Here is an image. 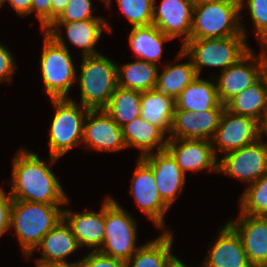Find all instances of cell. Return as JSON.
<instances>
[{
    "mask_svg": "<svg viewBox=\"0 0 267 267\" xmlns=\"http://www.w3.org/2000/svg\"><path fill=\"white\" fill-rule=\"evenodd\" d=\"M63 26L66 29L69 42L82 49V57L100 54L94 49V46L99 41L103 29L112 32L111 26L105 19L53 22L45 31H61L60 28Z\"/></svg>",
    "mask_w": 267,
    "mask_h": 267,
    "instance_id": "7402d4cb",
    "label": "cell"
},
{
    "mask_svg": "<svg viewBox=\"0 0 267 267\" xmlns=\"http://www.w3.org/2000/svg\"><path fill=\"white\" fill-rule=\"evenodd\" d=\"M186 63H177V65H166L164 71L157 75L155 89L175 99L180 95L196 77L195 68L191 59Z\"/></svg>",
    "mask_w": 267,
    "mask_h": 267,
    "instance_id": "4dcf8cb0",
    "label": "cell"
},
{
    "mask_svg": "<svg viewBox=\"0 0 267 267\" xmlns=\"http://www.w3.org/2000/svg\"><path fill=\"white\" fill-rule=\"evenodd\" d=\"M167 267H187L178 257H174ZM202 267V266H200Z\"/></svg>",
    "mask_w": 267,
    "mask_h": 267,
    "instance_id": "ee69618b",
    "label": "cell"
},
{
    "mask_svg": "<svg viewBox=\"0 0 267 267\" xmlns=\"http://www.w3.org/2000/svg\"><path fill=\"white\" fill-rule=\"evenodd\" d=\"M91 0H70L62 14L54 22H74L90 19H104L93 16Z\"/></svg>",
    "mask_w": 267,
    "mask_h": 267,
    "instance_id": "e575fe53",
    "label": "cell"
},
{
    "mask_svg": "<svg viewBox=\"0 0 267 267\" xmlns=\"http://www.w3.org/2000/svg\"><path fill=\"white\" fill-rule=\"evenodd\" d=\"M264 73L267 75V51L264 49Z\"/></svg>",
    "mask_w": 267,
    "mask_h": 267,
    "instance_id": "bcb514c9",
    "label": "cell"
},
{
    "mask_svg": "<svg viewBox=\"0 0 267 267\" xmlns=\"http://www.w3.org/2000/svg\"><path fill=\"white\" fill-rule=\"evenodd\" d=\"M261 46H263L264 49L267 48V38L261 43Z\"/></svg>",
    "mask_w": 267,
    "mask_h": 267,
    "instance_id": "c3c4849f",
    "label": "cell"
},
{
    "mask_svg": "<svg viewBox=\"0 0 267 267\" xmlns=\"http://www.w3.org/2000/svg\"><path fill=\"white\" fill-rule=\"evenodd\" d=\"M60 31H44L40 60L42 80L50 99L70 98L68 91L76 81L72 56Z\"/></svg>",
    "mask_w": 267,
    "mask_h": 267,
    "instance_id": "3957f363",
    "label": "cell"
},
{
    "mask_svg": "<svg viewBox=\"0 0 267 267\" xmlns=\"http://www.w3.org/2000/svg\"><path fill=\"white\" fill-rule=\"evenodd\" d=\"M221 104L216 83L197 76L176 98V109L206 111Z\"/></svg>",
    "mask_w": 267,
    "mask_h": 267,
    "instance_id": "484cf974",
    "label": "cell"
},
{
    "mask_svg": "<svg viewBox=\"0 0 267 267\" xmlns=\"http://www.w3.org/2000/svg\"><path fill=\"white\" fill-rule=\"evenodd\" d=\"M158 69V65L140 59L117 66V84L140 92L155 89Z\"/></svg>",
    "mask_w": 267,
    "mask_h": 267,
    "instance_id": "f1b7e54d",
    "label": "cell"
},
{
    "mask_svg": "<svg viewBox=\"0 0 267 267\" xmlns=\"http://www.w3.org/2000/svg\"><path fill=\"white\" fill-rule=\"evenodd\" d=\"M225 105L206 111L175 110L168 139L212 140Z\"/></svg>",
    "mask_w": 267,
    "mask_h": 267,
    "instance_id": "4fadbf2b",
    "label": "cell"
},
{
    "mask_svg": "<svg viewBox=\"0 0 267 267\" xmlns=\"http://www.w3.org/2000/svg\"><path fill=\"white\" fill-rule=\"evenodd\" d=\"M260 138V125L257 120L225 109L211 142L216 155L217 151L226 154L250 145Z\"/></svg>",
    "mask_w": 267,
    "mask_h": 267,
    "instance_id": "30bf717a",
    "label": "cell"
},
{
    "mask_svg": "<svg viewBox=\"0 0 267 267\" xmlns=\"http://www.w3.org/2000/svg\"><path fill=\"white\" fill-rule=\"evenodd\" d=\"M11 190L13 200L66 205L65 191L49 166L38 155L21 149L13 159Z\"/></svg>",
    "mask_w": 267,
    "mask_h": 267,
    "instance_id": "6da1fadb",
    "label": "cell"
},
{
    "mask_svg": "<svg viewBox=\"0 0 267 267\" xmlns=\"http://www.w3.org/2000/svg\"><path fill=\"white\" fill-rule=\"evenodd\" d=\"M176 99L156 89L141 92L140 116L159 127L165 134L171 132Z\"/></svg>",
    "mask_w": 267,
    "mask_h": 267,
    "instance_id": "cb8c5ba5",
    "label": "cell"
},
{
    "mask_svg": "<svg viewBox=\"0 0 267 267\" xmlns=\"http://www.w3.org/2000/svg\"><path fill=\"white\" fill-rule=\"evenodd\" d=\"M83 144L96 151L126 149L122 127L104 110H89L84 120Z\"/></svg>",
    "mask_w": 267,
    "mask_h": 267,
    "instance_id": "5bb4252c",
    "label": "cell"
},
{
    "mask_svg": "<svg viewBox=\"0 0 267 267\" xmlns=\"http://www.w3.org/2000/svg\"><path fill=\"white\" fill-rule=\"evenodd\" d=\"M102 2L106 4L107 8H110L111 0H102Z\"/></svg>",
    "mask_w": 267,
    "mask_h": 267,
    "instance_id": "7dc6e473",
    "label": "cell"
},
{
    "mask_svg": "<svg viewBox=\"0 0 267 267\" xmlns=\"http://www.w3.org/2000/svg\"><path fill=\"white\" fill-rule=\"evenodd\" d=\"M129 193L134 197L137 207L148 216L158 228H165L164 215L170 208L161 198L152 169L138 157Z\"/></svg>",
    "mask_w": 267,
    "mask_h": 267,
    "instance_id": "7c38bea8",
    "label": "cell"
},
{
    "mask_svg": "<svg viewBox=\"0 0 267 267\" xmlns=\"http://www.w3.org/2000/svg\"><path fill=\"white\" fill-rule=\"evenodd\" d=\"M55 115L51 122L49 150L51 165L83 142L84 120L89 109L71 98L51 99Z\"/></svg>",
    "mask_w": 267,
    "mask_h": 267,
    "instance_id": "52a82bcc",
    "label": "cell"
},
{
    "mask_svg": "<svg viewBox=\"0 0 267 267\" xmlns=\"http://www.w3.org/2000/svg\"><path fill=\"white\" fill-rule=\"evenodd\" d=\"M154 0H117V3L132 26H147L153 21Z\"/></svg>",
    "mask_w": 267,
    "mask_h": 267,
    "instance_id": "d6a6232c",
    "label": "cell"
},
{
    "mask_svg": "<svg viewBox=\"0 0 267 267\" xmlns=\"http://www.w3.org/2000/svg\"><path fill=\"white\" fill-rule=\"evenodd\" d=\"M259 125H260V137H262L263 134L267 136V110L265 111Z\"/></svg>",
    "mask_w": 267,
    "mask_h": 267,
    "instance_id": "b9f144b4",
    "label": "cell"
},
{
    "mask_svg": "<svg viewBox=\"0 0 267 267\" xmlns=\"http://www.w3.org/2000/svg\"><path fill=\"white\" fill-rule=\"evenodd\" d=\"M122 136L126 148L132 146L140 149L139 157L153 153L155 147H157V152L166 150L168 138L165 133L141 116L122 126Z\"/></svg>",
    "mask_w": 267,
    "mask_h": 267,
    "instance_id": "603a6c76",
    "label": "cell"
},
{
    "mask_svg": "<svg viewBox=\"0 0 267 267\" xmlns=\"http://www.w3.org/2000/svg\"><path fill=\"white\" fill-rule=\"evenodd\" d=\"M14 62L12 53L0 43V82L12 81V75L17 67Z\"/></svg>",
    "mask_w": 267,
    "mask_h": 267,
    "instance_id": "8d00e7d4",
    "label": "cell"
},
{
    "mask_svg": "<svg viewBox=\"0 0 267 267\" xmlns=\"http://www.w3.org/2000/svg\"><path fill=\"white\" fill-rule=\"evenodd\" d=\"M13 198L0 188V237L10 229L11 207Z\"/></svg>",
    "mask_w": 267,
    "mask_h": 267,
    "instance_id": "74e56055",
    "label": "cell"
},
{
    "mask_svg": "<svg viewBox=\"0 0 267 267\" xmlns=\"http://www.w3.org/2000/svg\"><path fill=\"white\" fill-rule=\"evenodd\" d=\"M51 1V24L62 14L70 0H50Z\"/></svg>",
    "mask_w": 267,
    "mask_h": 267,
    "instance_id": "60d3db41",
    "label": "cell"
},
{
    "mask_svg": "<svg viewBox=\"0 0 267 267\" xmlns=\"http://www.w3.org/2000/svg\"><path fill=\"white\" fill-rule=\"evenodd\" d=\"M228 223L241 237L248 260L253 267H267V216L241 214Z\"/></svg>",
    "mask_w": 267,
    "mask_h": 267,
    "instance_id": "ac0fdd59",
    "label": "cell"
},
{
    "mask_svg": "<svg viewBox=\"0 0 267 267\" xmlns=\"http://www.w3.org/2000/svg\"><path fill=\"white\" fill-rule=\"evenodd\" d=\"M37 267H80L79 261L71 262L69 264H49V265H41Z\"/></svg>",
    "mask_w": 267,
    "mask_h": 267,
    "instance_id": "7bdbcfd3",
    "label": "cell"
},
{
    "mask_svg": "<svg viewBox=\"0 0 267 267\" xmlns=\"http://www.w3.org/2000/svg\"><path fill=\"white\" fill-rule=\"evenodd\" d=\"M34 11H36L42 31H45L51 25V1L32 0L31 13Z\"/></svg>",
    "mask_w": 267,
    "mask_h": 267,
    "instance_id": "f35d334b",
    "label": "cell"
},
{
    "mask_svg": "<svg viewBox=\"0 0 267 267\" xmlns=\"http://www.w3.org/2000/svg\"><path fill=\"white\" fill-rule=\"evenodd\" d=\"M140 158L152 169L157 190L170 207L183 189L186 174L167 150L156 151Z\"/></svg>",
    "mask_w": 267,
    "mask_h": 267,
    "instance_id": "e0dca14e",
    "label": "cell"
},
{
    "mask_svg": "<svg viewBox=\"0 0 267 267\" xmlns=\"http://www.w3.org/2000/svg\"><path fill=\"white\" fill-rule=\"evenodd\" d=\"M225 109L260 123L267 110V75L264 73L250 87L231 98L225 104Z\"/></svg>",
    "mask_w": 267,
    "mask_h": 267,
    "instance_id": "d4e9b609",
    "label": "cell"
},
{
    "mask_svg": "<svg viewBox=\"0 0 267 267\" xmlns=\"http://www.w3.org/2000/svg\"><path fill=\"white\" fill-rule=\"evenodd\" d=\"M192 1L194 5H201V4L219 2V1H224V0H192Z\"/></svg>",
    "mask_w": 267,
    "mask_h": 267,
    "instance_id": "f6af8a7d",
    "label": "cell"
},
{
    "mask_svg": "<svg viewBox=\"0 0 267 267\" xmlns=\"http://www.w3.org/2000/svg\"><path fill=\"white\" fill-rule=\"evenodd\" d=\"M261 51L263 52L256 56L251 49L237 63L221 71L215 83L222 104L225 105L264 74V49Z\"/></svg>",
    "mask_w": 267,
    "mask_h": 267,
    "instance_id": "8fae6325",
    "label": "cell"
},
{
    "mask_svg": "<svg viewBox=\"0 0 267 267\" xmlns=\"http://www.w3.org/2000/svg\"><path fill=\"white\" fill-rule=\"evenodd\" d=\"M104 110L122 127L140 116L141 92L117 86Z\"/></svg>",
    "mask_w": 267,
    "mask_h": 267,
    "instance_id": "f546056e",
    "label": "cell"
},
{
    "mask_svg": "<svg viewBox=\"0 0 267 267\" xmlns=\"http://www.w3.org/2000/svg\"><path fill=\"white\" fill-rule=\"evenodd\" d=\"M245 35L225 38L190 39L182 44L177 59L190 58L197 76L203 66L220 67L221 71L237 63L251 49Z\"/></svg>",
    "mask_w": 267,
    "mask_h": 267,
    "instance_id": "277c9868",
    "label": "cell"
},
{
    "mask_svg": "<svg viewBox=\"0 0 267 267\" xmlns=\"http://www.w3.org/2000/svg\"><path fill=\"white\" fill-rule=\"evenodd\" d=\"M63 218L70 225L73 235L81 247L88 246L92 251H98L105 235V201L99 212L86 211L73 213L63 210Z\"/></svg>",
    "mask_w": 267,
    "mask_h": 267,
    "instance_id": "ffe728a7",
    "label": "cell"
},
{
    "mask_svg": "<svg viewBox=\"0 0 267 267\" xmlns=\"http://www.w3.org/2000/svg\"><path fill=\"white\" fill-rule=\"evenodd\" d=\"M6 1L9 2L17 14L22 16L31 14L32 0H0V9Z\"/></svg>",
    "mask_w": 267,
    "mask_h": 267,
    "instance_id": "ab89813d",
    "label": "cell"
},
{
    "mask_svg": "<svg viewBox=\"0 0 267 267\" xmlns=\"http://www.w3.org/2000/svg\"><path fill=\"white\" fill-rule=\"evenodd\" d=\"M166 150L184 173L201 170L218 172L219 161L210 140L168 139Z\"/></svg>",
    "mask_w": 267,
    "mask_h": 267,
    "instance_id": "2e32d148",
    "label": "cell"
},
{
    "mask_svg": "<svg viewBox=\"0 0 267 267\" xmlns=\"http://www.w3.org/2000/svg\"><path fill=\"white\" fill-rule=\"evenodd\" d=\"M137 224L114 198L105 199V235L98 252L127 262L141 247L136 246Z\"/></svg>",
    "mask_w": 267,
    "mask_h": 267,
    "instance_id": "ba28073f",
    "label": "cell"
},
{
    "mask_svg": "<svg viewBox=\"0 0 267 267\" xmlns=\"http://www.w3.org/2000/svg\"><path fill=\"white\" fill-rule=\"evenodd\" d=\"M240 213L267 216V173L248 185L240 198Z\"/></svg>",
    "mask_w": 267,
    "mask_h": 267,
    "instance_id": "1f68e13d",
    "label": "cell"
},
{
    "mask_svg": "<svg viewBox=\"0 0 267 267\" xmlns=\"http://www.w3.org/2000/svg\"><path fill=\"white\" fill-rule=\"evenodd\" d=\"M217 240L210 246L202 267H253L244 250L241 237L227 222Z\"/></svg>",
    "mask_w": 267,
    "mask_h": 267,
    "instance_id": "d6986e66",
    "label": "cell"
},
{
    "mask_svg": "<svg viewBox=\"0 0 267 267\" xmlns=\"http://www.w3.org/2000/svg\"><path fill=\"white\" fill-rule=\"evenodd\" d=\"M218 172L254 183L267 173V143L262 138L226 153L218 162Z\"/></svg>",
    "mask_w": 267,
    "mask_h": 267,
    "instance_id": "9c48e42d",
    "label": "cell"
},
{
    "mask_svg": "<svg viewBox=\"0 0 267 267\" xmlns=\"http://www.w3.org/2000/svg\"><path fill=\"white\" fill-rule=\"evenodd\" d=\"M117 64L102 54L83 56L79 81L81 105L89 110L104 109L115 92Z\"/></svg>",
    "mask_w": 267,
    "mask_h": 267,
    "instance_id": "5b68a950",
    "label": "cell"
},
{
    "mask_svg": "<svg viewBox=\"0 0 267 267\" xmlns=\"http://www.w3.org/2000/svg\"><path fill=\"white\" fill-rule=\"evenodd\" d=\"M173 234L165 230L156 239L147 242L126 262V267H167L175 257L172 254Z\"/></svg>",
    "mask_w": 267,
    "mask_h": 267,
    "instance_id": "83f0119b",
    "label": "cell"
},
{
    "mask_svg": "<svg viewBox=\"0 0 267 267\" xmlns=\"http://www.w3.org/2000/svg\"><path fill=\"white\" fill-rule=\"evenodd\" d=\"M61 206L13 200L10 227H13L25 257H30L42 238L61 221Z\"/></svg>",
    "mask_w": 267,
    "mask_h": 267,
    "instance_id": "7a4b0ae2",
    "label": "cell"
},
{
    "mask_svg": "<svg viewBox=\"0 0 267 267\" xmlns=\"http://www.w3.org/2000/svg\"><path fill=\"white\" fill-rule=\"evenodd\" d=\"M80 267H126V262L104 255L98 251H91L79 260Z\"/></svg>",
    "mask_w": 267,
    "mask_h": 267,
    "instance_id": "d590c367",
    "label": "cell"
},
{
    "mask_svg": "<svg viewBox=\"0 0 267 267\" xmlns=\"http://www.w3.org/2000/svg\"><path fill=\"white\" fill-rule=\"evenodd\" d=\"M240 0L194 5L190 39L225 38L245 35L239 16Z\"/></svg>",
    "mask_w": 267,
    "mask_h": 267,
    "instance_id": "8992f818",
    "label": "cell"
},
{
    "mask_svg": "<svg viewBox=\"0 0 267 267\" xmlns=\"http://www.w3.org/2000/svg\"><path fill=\"white\" fill-rule=\"evenodd\" d=\"M240 0V10L248 7L255 26L257 39L262 43L267 38V0Z\"/></svg>",
    "mask_w": 267,
    "mask_h": 267,
    "instance_id": "836d02e7",
    "label": "cell"
},
{
    "mask_svg": "<svg viewBox=\"0 0 267 267\" xmlns=\"http://www.w3.org/2000/svg\"><path fill=\"white\" fill-rule=\"evenodd\" d=\"M70 225L64 218L55 225L41 240L36 249H41L42 258L36 259L37 266L49 264H69L65 260L79 248Z\"/></svg>",
    "mask_w": 267,
    "mask_h": 267,
    "instance_id": "44dd1931",
    "label": "cell"
},
{
    "mask_svg": "<svg viewBox=\"0 0 267 267\" xmlns=\"http://www.w3.org/2000/svg\"><path fill=\"white\" fill-rule=\"evenodd\" d=\"M172 38L163 34L155 25L133 26L129 34V44L142 61L157 65L163 54V44Z\"/></svg>",
    "mask_w": 267,
    "mask_h": 267,
    "instance_id": "4316f807",
    "label": "cell"
},
{
    "mask_svg": "<svg viewBox=\"0 0 267 267\" xmlns=\"http://www.w3.org/2000/svg\"><path fill=\"white\" fill-rule=\"evenodd\" d=\"M153 1V21L163 34L174 39L184 37L183 44L190 40L194 3L192 0H161L156 6Z\"/></svg>",
    "mask_w": 267,
    "mask_h": 267,
    "instance_id": "9a60e30c",
    "label": "cell"
}]
</instances>
